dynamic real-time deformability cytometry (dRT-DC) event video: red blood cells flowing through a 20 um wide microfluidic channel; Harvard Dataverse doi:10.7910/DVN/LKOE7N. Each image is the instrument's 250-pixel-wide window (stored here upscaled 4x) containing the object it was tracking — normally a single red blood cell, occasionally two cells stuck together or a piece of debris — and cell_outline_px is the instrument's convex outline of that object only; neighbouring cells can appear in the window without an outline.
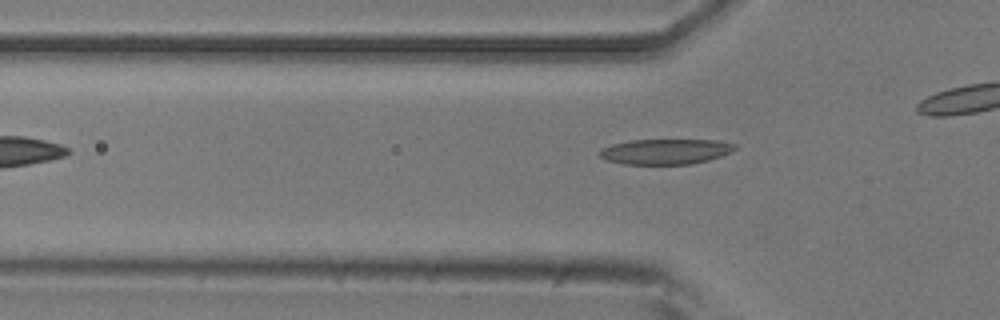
{"species": "common noctule bat (a hibernating species)", "species_latin": "Nyctalus noctula", "temperature_condition": "room temperature", "stored_images_in_passage": 4, "camera_frame_rate_fps": 3000, "um_per_image_px": 0.085, "animal": {"sex": "male", "body_mass_g": 20.5, "forearm_length_mm": 52.5}, "frame": {"image": 1, "passage_image": 4, "time_ms": 1.0, "image_size_px": [1000, 320], "cell_outline_px": [[740, 144], [732, 152], [708, 160], [692, 164], [624, 164], [608, 160], [600, 156], [596, 152], [600, 148], [612, 144], [628, 140], [716, 140]], "centroid_in_image_um": [56.58, 12.87], "position_along_channel_um": 69.2, "area_um2": 20.17}}